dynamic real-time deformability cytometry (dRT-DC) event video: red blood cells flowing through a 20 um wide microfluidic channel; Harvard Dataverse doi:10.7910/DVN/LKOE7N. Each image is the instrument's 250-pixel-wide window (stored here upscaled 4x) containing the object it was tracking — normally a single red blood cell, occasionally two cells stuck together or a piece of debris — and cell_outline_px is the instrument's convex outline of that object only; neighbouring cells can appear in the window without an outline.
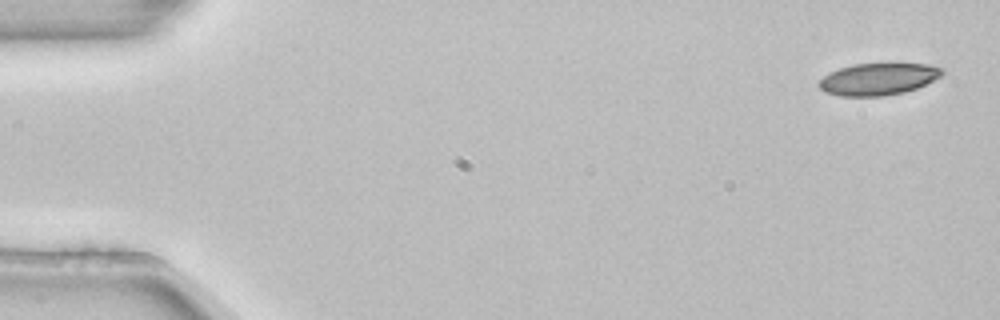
{"species": "common noctule bat (a hibernating species)", "species_latin": "Nyctalus noctula", "temperature_condition": "room temperature", "stored_images_in_passage": 5, "camera_frame_rate_fps": 3000, "um_per_image_px": 0.085, "animal": {"sex": "female", "body_mass_g": 22.7, "forearm_length_mm": 54.2}, "frame": {"image": 1, "passage_image": 1, "time_ms": 0.0, "image_size_px": [1000, 320], "cell_outline_px": [[944, 72], [940, 76], [916, 88], [904, 92], [884, 96], [840, 96], [824, 92], [816, 84], [824, 76], [840, 68], [852, 64], [888, 60], [928, 64], [944, 68]], "centroid_in_image_um": [74.67, 6.66], "position_along_channel_um": 10.3, "area_um2": 23.87}}
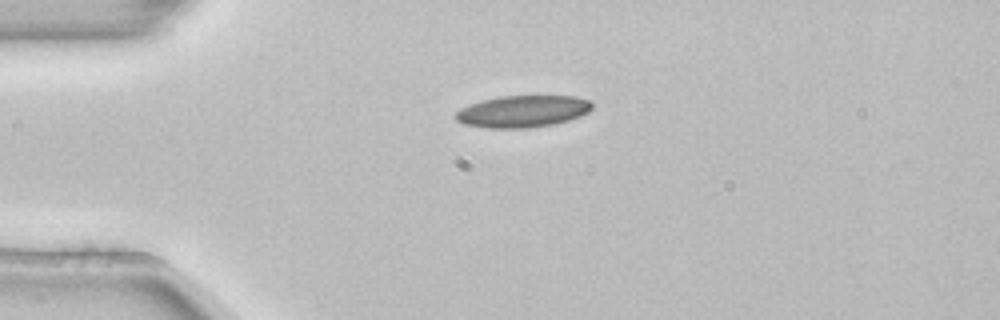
{"frame": {"image": 2, "passage_image": 4, "time_ms": 1.0, "image_size_px": [1000, 320], "cell_outline_px": [[592, 108], [588, 112], [580, 116], [568, 120], [552, 124], [524, 128], [484, 128], [464, 124], [456, 120], [452, 116], [460, 108], [484, 100], [500, 96], [576, 96], [588, 100], [592, 104]], "centroid_in_image_um": [44.4, 9.47], "position_along_channel_um": 40.6, "area_um2": 25.26}}